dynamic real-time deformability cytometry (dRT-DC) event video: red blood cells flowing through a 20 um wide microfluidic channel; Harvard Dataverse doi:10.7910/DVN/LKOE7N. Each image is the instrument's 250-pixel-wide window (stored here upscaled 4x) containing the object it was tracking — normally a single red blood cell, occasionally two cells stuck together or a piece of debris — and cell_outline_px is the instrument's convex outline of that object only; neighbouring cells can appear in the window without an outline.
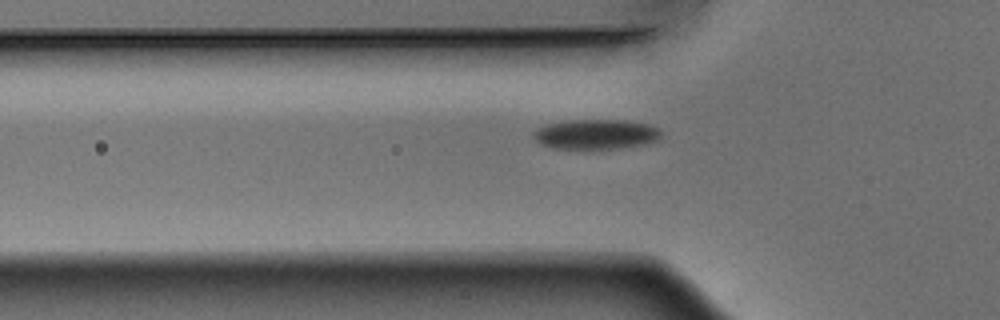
{"species": "Egyptian fruit bat (a non-hibernating species)", "species_latin": "Rousettus aegyptiacus", "temperature_condition": "warm", "stored_images_in_passage": 34, "camera_frame_rate_fps": 3000, "um_per_image_px": 0.085, "animal": {"sex": "male"}, "frame": {"image": 1, "passage_image": 4, "time_ms": 1.0, "image_size_px": [1000, 320], "cell_outline_px": [[660, 140], [648, 144], [616, 148], [556, 148], [540, 144], [532, 136], [532, 132], [544, 124], [564, 120], [628, 120], [648, 124], [660, 128]], "centroid_in_image_um": [50.66, 11.39], "position_along_channel_um": 75.1, "area_um2": 22.43}}
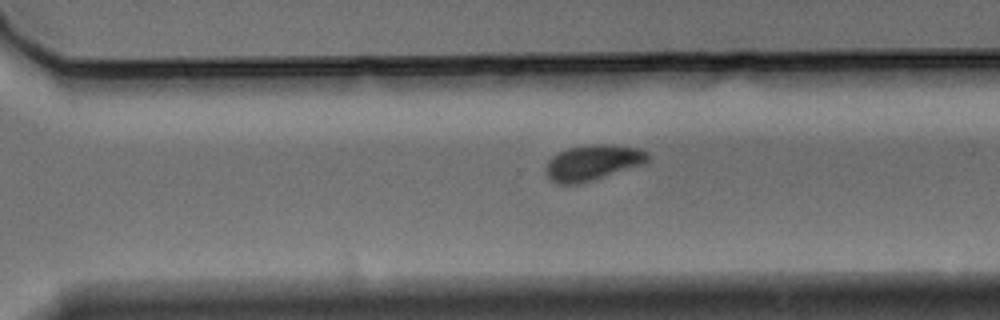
{"frame": {"image": 2, "passage_image": 23, "time_ms": 7.333, "image_size_px": [1000, 320], "cell_outline_px": [[648, 160], [644, 164], [580, 184], [556, 184], [544, 172], [544, 168], [548, 160], [552, 156], [568, 148], [592, 144], [608, 144], [640, 148], [648, 152]], "centroid_in_image_um": [50.37, 13.82], "position_along_channel_um": 320.2, "area_um2": 21.21}}
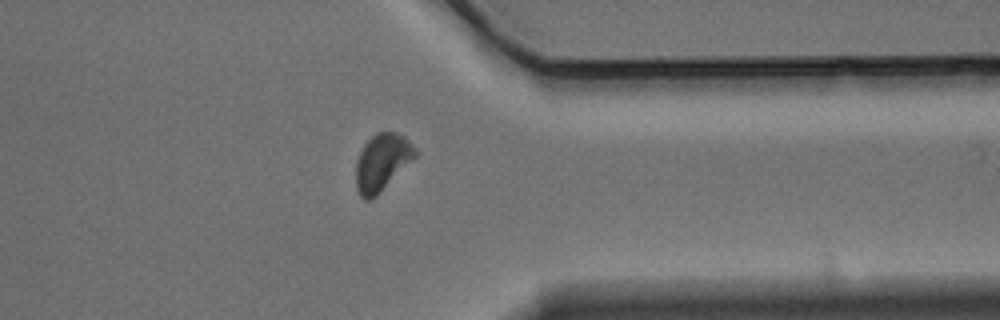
{"frame": {"image": 3, "passage_image": 28, "time_ms": 9.0, "image_size_px": [1000, 320], "cell_outline_px": [[416, 156], [376, 196], [368, 200], [364, 200], [360, 196], [356, 188], [356, 160], [364, 144], [376, 132], [392, 132], [404, 136], [416, 148]], "centroid_in_image_um": [32.45, 13.79], "position_along_channel_um": 379.0, "area_um2": 19.42}, "authors_computed_cell_mechanics": {"area_um2": 19.1029, "velocity_mm_per_s": 3.7724, "shape_relaxation_time_tau1_ms": 1.2771, "shape_relaxation_time_tau2_ms": null, "deformation_change_tau1": 0.3372, "deformation_change_tau2": null}}